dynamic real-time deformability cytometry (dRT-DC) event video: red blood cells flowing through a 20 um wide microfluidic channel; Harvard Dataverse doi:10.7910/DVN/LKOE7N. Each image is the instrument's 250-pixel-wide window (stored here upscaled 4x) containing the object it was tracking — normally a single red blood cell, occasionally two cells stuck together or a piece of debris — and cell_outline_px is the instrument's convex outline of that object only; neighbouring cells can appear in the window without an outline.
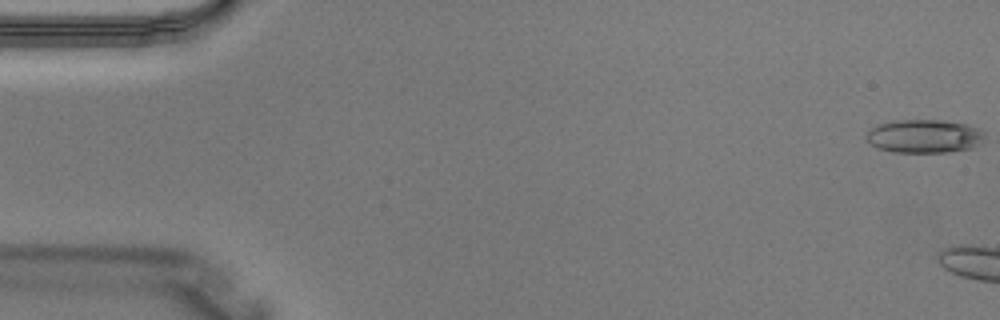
{"species": "Egyptian fruit bat (a non-hibernating species)", "species_latin": "Rousettus aegyptiacus", "temperature_condition": "warm", "stored_images_in_passage": 5, "camera_frame_rate_fps": 3000, "um_per_image_px": 0.085, "animal": {"sex": "male"}, "frame": {"image": 1, "passage_image": 5, "time_ms": 1.333, "image_size_px": [1000, 320], "cell_outline_px": [[984, 144], [972, 148], [948, 152], [892, 152], [880, 148], [872, 144], [864, 136], [872, 128], [880, 124], [892, 120], [944, 120], [968, 124], [980, 128], [984, 132]], "centroid_in_image_um": [78.64, 11.57], "position_along_channel_um": 6.4, "area_um2": 23.29}}